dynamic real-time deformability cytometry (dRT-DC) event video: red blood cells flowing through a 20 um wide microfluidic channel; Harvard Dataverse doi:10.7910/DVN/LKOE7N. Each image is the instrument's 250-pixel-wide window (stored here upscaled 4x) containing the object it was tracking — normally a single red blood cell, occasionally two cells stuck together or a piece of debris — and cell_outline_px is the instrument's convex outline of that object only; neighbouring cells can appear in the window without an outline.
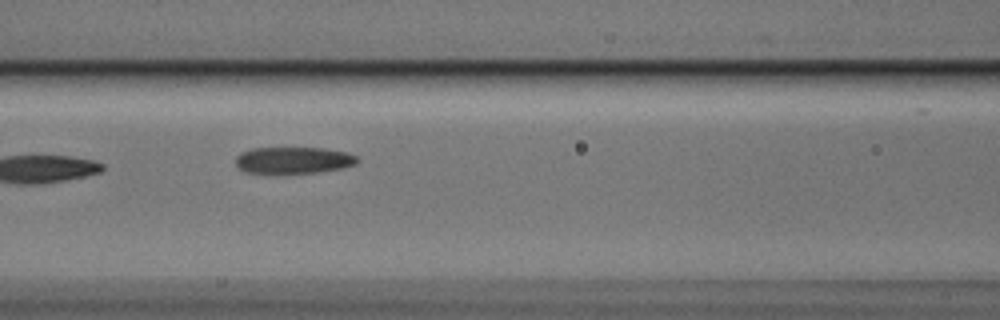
{"species": "Egyptian fruit bat (a non-hibernating species)", "species_latin": "Rousettus aegyptiacus", "temperature_condition": "cold", "stored_images_in_passage": 10, "camera_frame_rate_fps": 3000, "um_per_image_px": 0.085, "animal": {"sex": "male"}, "frame": {"image": 1, "passage_image": 7, "time_ms": 2.0, "image_size_px": [1000, 320], "cell_outline_px": [[360, 160], [356, 164], [344, 168], [316, 172], [272, 176], [244, 172], [236, 164], [236, 156], [240, 152], [252, 148], [324, 148], [348, 152], [356, 156]], "centroid_in_image_um": [24.91, 13.66], "position_along_channel_um": 141.7, "area_um2": 19.77}}
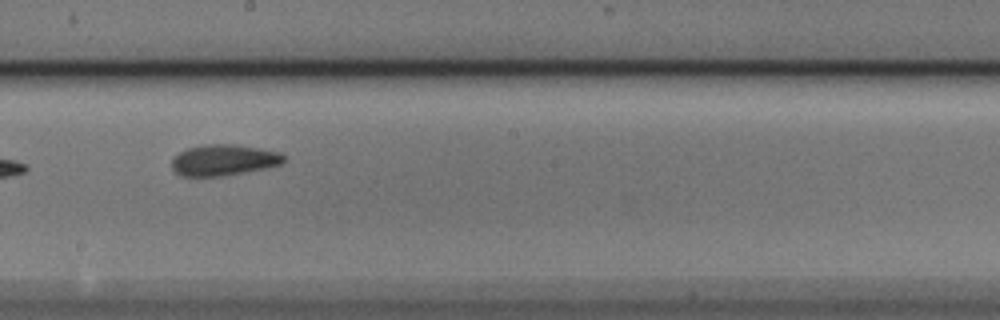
{"frame": {"image": 2, "passage_image": 9, "time_ms": 2.667, "image_size_px": [1000, 320], "cell_outline_px": [[284, 160], [280, 164], [268, 168], [220, 176], [180, 176], [172, 168], [172, 156], [188, 148], [204, 144], [236, 144], [280, 152], [284, 156]], "centroid_in_image_um": [18.99, 13.6], "position_along_channel_um": 229.2, "area_um2": 20.29}}
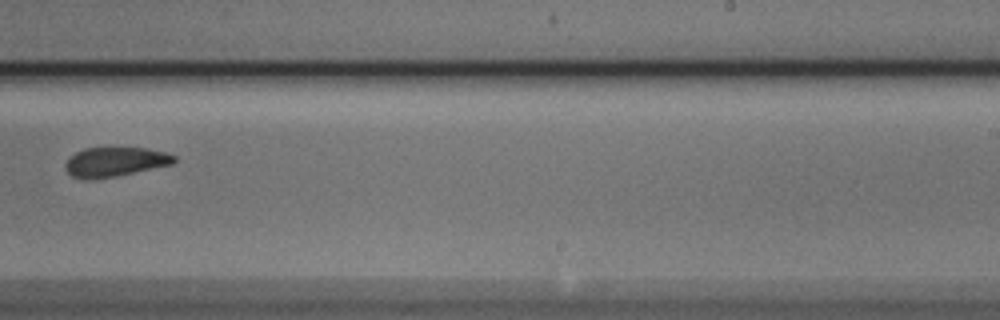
{"frame": {"image": 3, "passage_image": 10, "time_ms": 3.0, "image_size_px": [1000, 320], "cell_outline_px": [[176, 160], [172, 164], [116, 176], [92, 180], [84, 180], [72, 176], [64, 168], [64, 164], [76, 152], [84, 148], [148, 148], [164, 152], [176, 156]], "centroid_in_image_um": [9.75, 13.77], "position_along_channel_um": 279.2, "area_um2": 18.61}}